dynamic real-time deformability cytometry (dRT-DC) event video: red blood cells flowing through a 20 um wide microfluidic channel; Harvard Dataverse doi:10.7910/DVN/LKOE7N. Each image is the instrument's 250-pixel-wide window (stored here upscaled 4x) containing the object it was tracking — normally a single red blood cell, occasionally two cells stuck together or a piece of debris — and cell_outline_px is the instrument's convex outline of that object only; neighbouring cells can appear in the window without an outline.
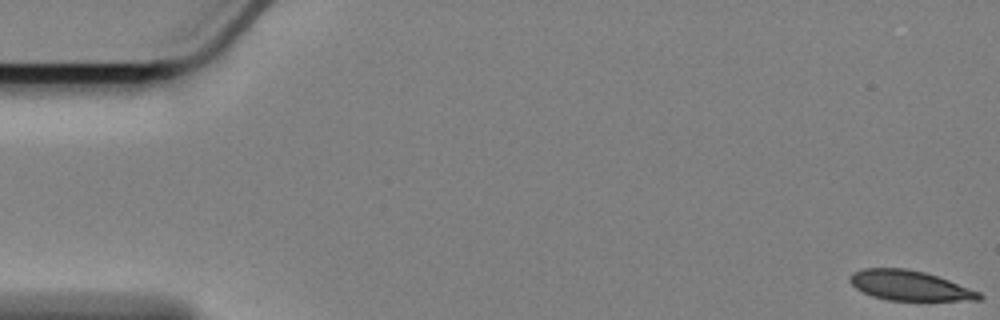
{"species": "Egyptian fruit bat (a non-hibernating species)", "species_latin": "Rousettus aegyptiacus", "temperature_condition": "cold", "stored_images_in_passage": 9, "camera_frame_rate_fps": 3000, "um_per_image_px": 0.085, "animal": {"sex": "female"}, "frame": {"image": 1, "passage_image": 1, "time_ms": 0.0, "image_size_px": [1000, 320], "cell_outline_px": [[984, 296], [980, 300], [888, 300], [872, 296], [856, 288], [848, 280], [848, 276], [852, 272], [864, 268], [904, 268], [924, 272], [948, 280], [980, 292]], "centroid_in_image_um": [77.28, 24.27], "position_along_channel_um": 7.7, "area_um2": 22.37}}